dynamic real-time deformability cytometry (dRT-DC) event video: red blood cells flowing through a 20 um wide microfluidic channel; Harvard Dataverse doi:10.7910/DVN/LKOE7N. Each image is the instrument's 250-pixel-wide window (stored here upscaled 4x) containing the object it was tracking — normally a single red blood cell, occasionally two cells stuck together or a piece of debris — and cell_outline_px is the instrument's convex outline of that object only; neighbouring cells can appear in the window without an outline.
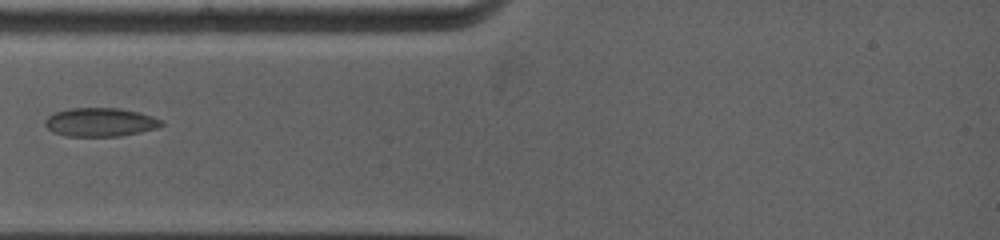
{"species": "common noctule bat (a hibernating species)", "species_latin": "Nyctalus noctula", "temperature_condition": "warm", "stored_images_in_passage": 5, "camera_frame_rate_fps": 5000, "um_per_image_px": 0.085, "animal": {"sex": "female", "body_mass_g": 19.0, "forearm_length_mm": 53.3}, "frame": {"image": 1, "passage_image": 4, "time_ms": 2.0, "image_size_px": [1000, 240], "cell_outline_px": [[164, 124], [156, 128], [140, 132], [120, 136], [64, 136], [52, 132], [44, 124], [44, 120], [48, 116], [56, 112], [68, 108], [120, 108], [140, 112], [164, 120]], "centroid_in_image_um": [8.52, 10.38], "position_along_channel_um": 76.5, "area_um2": 19.59}}